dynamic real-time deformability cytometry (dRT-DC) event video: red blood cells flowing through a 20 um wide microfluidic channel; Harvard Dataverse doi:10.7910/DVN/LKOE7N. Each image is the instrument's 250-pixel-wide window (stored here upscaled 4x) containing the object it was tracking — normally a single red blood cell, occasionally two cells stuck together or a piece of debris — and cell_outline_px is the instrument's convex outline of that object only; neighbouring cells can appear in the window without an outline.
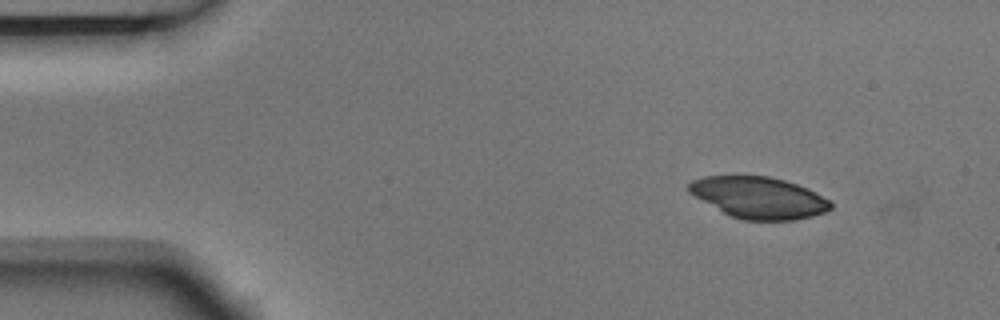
{"species": "Egyptian fruit bat (a non-hibernating species)", "species_latin": "Rousettus aegyptiacus", "temperature_condition": "room temperature", "stored_images_in_passage": 2, "camera_frame_rate_fps": 3000, "um_per_image_px": 0.085, "animal": {"sex": "male"}, "frame": {"image": 1, "passage_image": 1, "time_ms": 0.0, "image_size_px": [1000, 320], "cell_outline_px": [[832, 208], [824, 212], [812, 216], [792, 220], [744, 220], [732, 216], [724, 212], [688, 192], [688, 184], [692, 180], [704, 176], [768, 176], [784, 180], [808, 188], [832, 200]], "centroid_in_image_um": [64.54, 16.79], "position_along_channel_um": 20.5, "area_um2": 34.1}}